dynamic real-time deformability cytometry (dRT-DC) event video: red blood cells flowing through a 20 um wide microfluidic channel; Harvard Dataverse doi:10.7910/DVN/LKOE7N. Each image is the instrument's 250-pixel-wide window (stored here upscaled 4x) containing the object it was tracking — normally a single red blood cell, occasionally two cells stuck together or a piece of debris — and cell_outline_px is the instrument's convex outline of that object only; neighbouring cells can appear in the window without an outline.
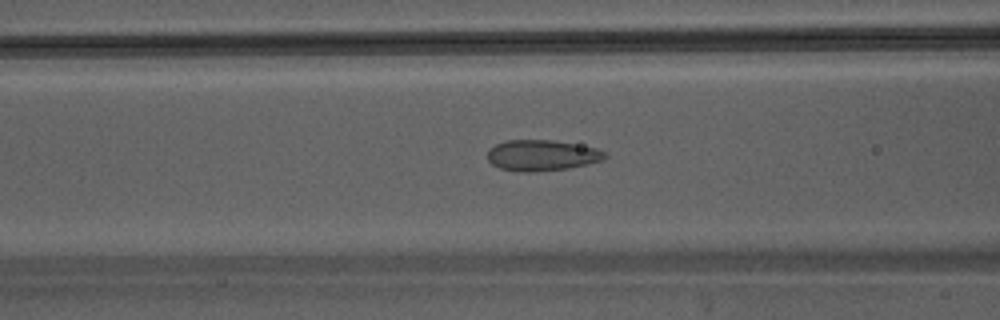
{"species": "Egyptian fruit bat (a non-hibernating species)", "species_latin": "Rousettus aegyptiacus", "temperature_condition": "warm", "stored_images_in_passage": 32, "camera_frame_rate_fps": 3000, "um_per_image_px": 0.085, "animal": {"sex": "male"}, "frame": {"image": 1, "passage_image": 13, "time_ms": 4.0, "image_size_px": [1000, 320], "cell_outline_px": [[608, 156], [604, 160], [588, 164], [568, 168], [532, 172], [520, 172], [500, 168], [492, 164], [488, 160], [488, 148], [496, 144], [508, 140], [552, 140], [596, 148], [604, 152]], "centroid_in_image_um": [46.05, 13.21], "position_along_channel_um": 120.6, "area_um2": 21.1}}
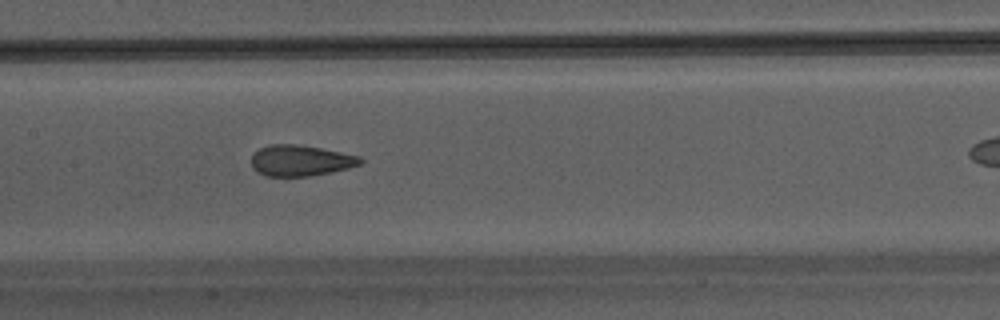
{"frame": {"image": 2, "passage_image": 17, "time_ms": 5.333, "image_size_px": [1000, 320], "cell_outline_px": [[364, 160], [360, 164], [348, 168], [332, 172], [308, 176], [264, 176], [256, 172], [252, 168], [252, 156], [260, 148], [272, 144], [296, 144], [320, 148], [360, 156]], "centroid_in_image_um": [25.54, 13.65], "position_along_channel_um": 181.9, "area_um2": 19.59}}
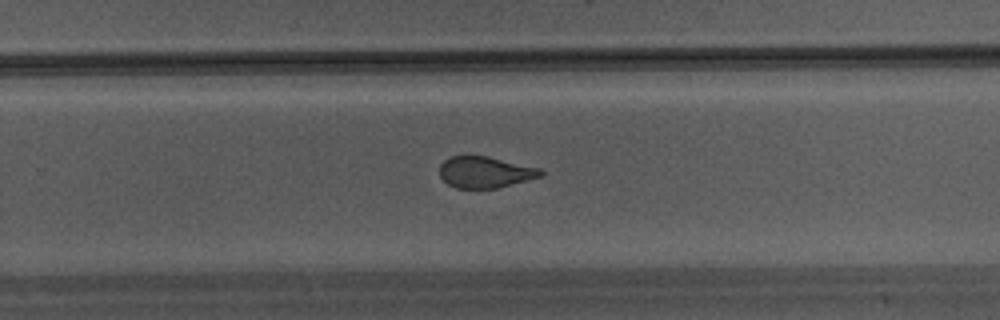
{"frame": {"image": 3, "passage_image": 24, "time_ms": 7.667, "image_size_px": [1000, 320], "cell_outline_px": [[544, 176], [496, 188], [456, 188], [448, 184], [440, 176], [440, 164], [448, 156], [488, 156], [540, 168], [544, 172]], "centroid_in_image_um": [41.24, 14.63], "position_along_channel_um": 288.6, "area_um2": 18.5}}